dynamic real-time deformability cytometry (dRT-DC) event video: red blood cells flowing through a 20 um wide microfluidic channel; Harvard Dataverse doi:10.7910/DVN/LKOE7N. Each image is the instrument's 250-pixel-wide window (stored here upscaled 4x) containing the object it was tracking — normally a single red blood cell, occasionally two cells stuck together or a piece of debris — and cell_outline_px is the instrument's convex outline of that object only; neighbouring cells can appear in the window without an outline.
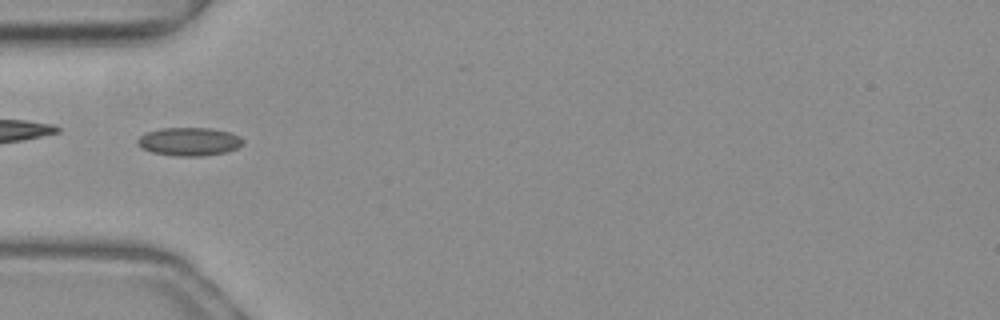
{"species": "common noctule bat (a hibernating species)", "species_latin": "Nyctalus noctula", "temperature_condition": "warm", "stored_images_in_passage": 43, "camera_frame_rate_fps": 3000, "um_per_image_px": 0.085, "animal": {"sex": "female", "body_mass_g": 19.3, "forearm_length_mm": 54.1}, "frame": {"image": 1, "passage_image": 16, "time_ms": 5.0, "image_size_px": [1000, 320], "cell_outline_px": [[244, 144], [228, 152], [200, 156], [176, 156], [152, 152], [140, 148], [136, 144], [136, 140], [140, 136], [148, 132], [160, 128], [212, 128], [228, 132], [240, 136], [244, 140]], "centroid_in_image_um": [16.08, 12.04], "position_along_channel_um": 68.9, "area_um2": 17.51}}
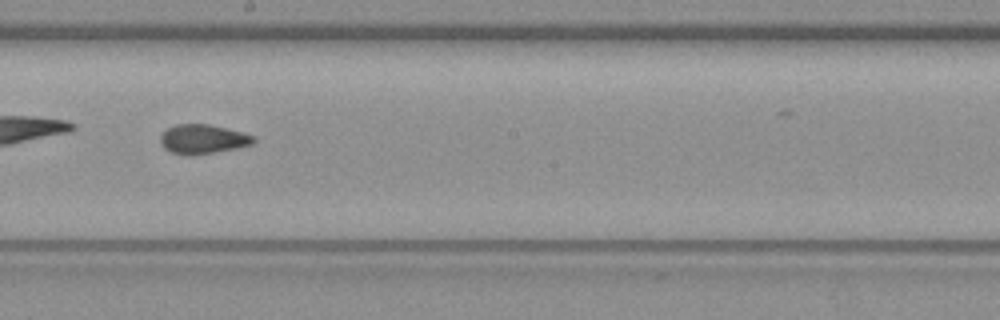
{"frame": {"image": 2, "passage_image": 28, "time_ms": 9.0, "image_size_px": [1000, 320], "cell_outline_px": [[256, 140], [252, 144], [236, 148], [216, 152], [192, 156], [188, 156], [172, 152], [164, 148], [160, 144], [160, 136], [168, 128], [176, 124], [208, 124], [244, 132], [256, 136]], "centroid_in_image_um": [17.26, 11.83], "position_along_channel_um": 230.9, "area_um2": 16.07}}
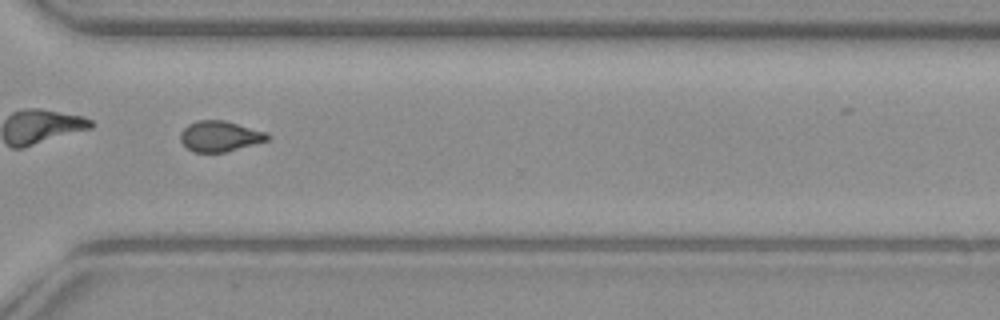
{"frame": {"image": 3, "passage_image": 37, "time_ms": 12.0, "image_size_px": [1000, 320], "cell_outline_px": [[272, 136], [268, 140], [224, 152], [192, 152], [180, 140], [180, 132], [188, 124], [196, 120], [224, 120], [268, 132]], "centroid_in_image_um": [18.69, 11.56], "position_along_channel_um": 351.9, "area_um2": 15.55}, "authors_computed_cell_mechanics": {"area_um2": 15.895, "velocity_mm_per_s": 4.0353, "shape_relaxation_time_tau1_ms": 9.0673, "shape_relaxation_time_tau2_ms": 1.3334, "deformation_change_tau1": 0.1832, "deformation_change_tau2": 0.0594}}